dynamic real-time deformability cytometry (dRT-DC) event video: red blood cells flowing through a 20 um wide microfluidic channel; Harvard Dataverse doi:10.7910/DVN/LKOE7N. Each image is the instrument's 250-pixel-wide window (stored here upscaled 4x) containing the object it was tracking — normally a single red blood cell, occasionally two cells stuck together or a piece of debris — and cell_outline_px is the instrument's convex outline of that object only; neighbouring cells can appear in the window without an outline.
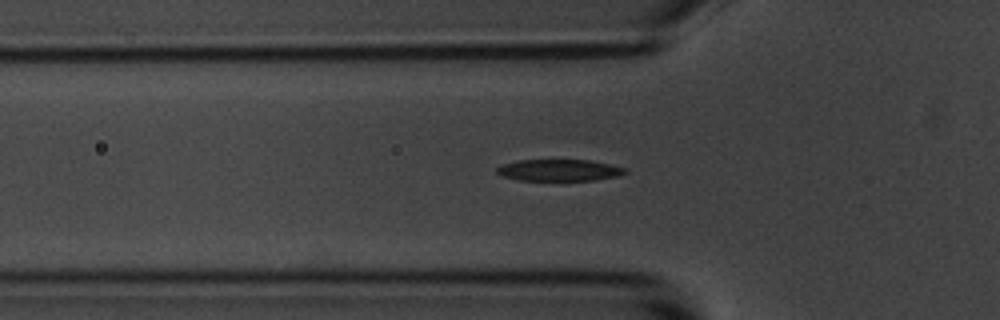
{"species": "common noctule bat (a hibernating species)", "species_latin": "Nyctalus noctula", "temperature_condition": "room temperature", "stored_images_in_passage": 41, "camera_frame_rate_fps": 3000, "um_per_image_px": 0.085, "animal": {"sex": "male", "body_mass_g": 20.1, "forearm_length_mm": 53.5}, "frame": {"image": 1, "passage_image": 4, "time_ms": 1.0, "image_size_px": [1000, 320], "cell_outline_px": [[628, 172], [620, 176], [592, 180], [520, 180], [504, 176], [496, 172], [496, 168], [504, 164], [516, 160], [588, 160], [628, 168]], "centroid_in_image_um": [47.57, 14.46], "position_along_channel_um": 78.2, "area_um2": 16.07}}
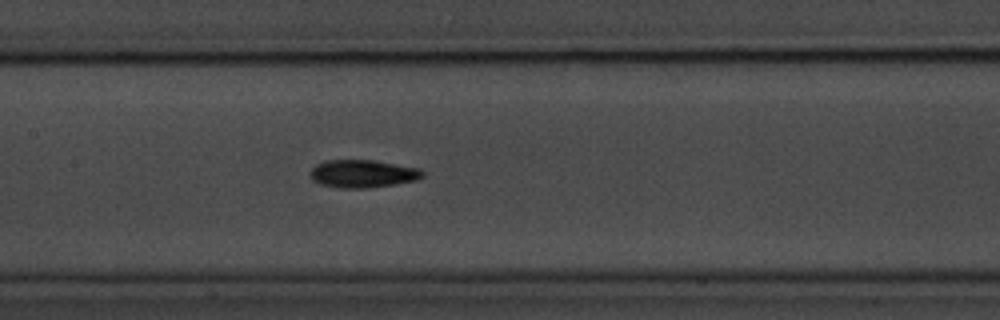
{"frame": {"image": 2, "passage_image": 12, "time_ms": 3.667, "image_size_px": [1000, 320], "cell_outline_px": [[424, 176], [416, 180], [396, 184], [368, 188], [344, 188], [320, 184], [312, 180], [308, 172], [316, 164], [324, 160], [376, 160], [420, 168], [424, 172]], "centroid_in_image_um": [30.83, 14.75], "position_along_channel_um": 176.6, "area_um2": 18.44}}
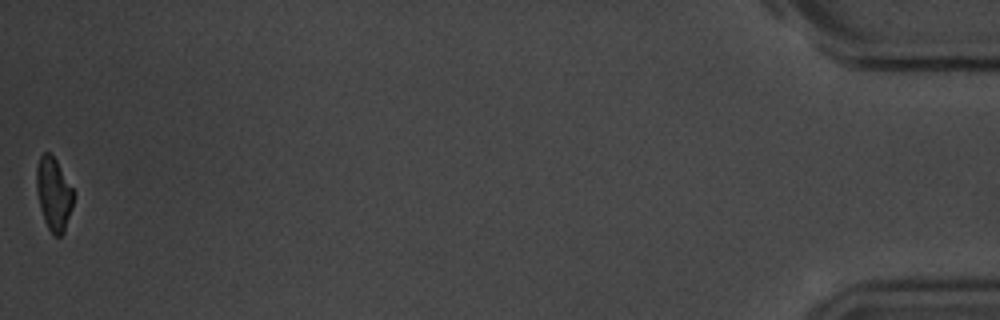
{"frame": {"image": 3, "passage_image": 41, "time_ms": 13.333, "image_size_px": [1000, 320], "cell_outline_px": [[76, 192], [72, 208], [64, 232], [60, 236], [56, 236], [48, 228], [44, 220], [40, 208], [36, 188], [36, 168], [40, 156], [44, 152], [48, 152], [56, 160]], "centroid_in_image_um": [4.58, 16.47], "position_along_channel_um": 430.6, "area_um2": 15.9}, "authors_computed_cell_mechanics": {"area_um2": 17.2822, "velocity_mm_per_s": 3.6395, "shape_relaxation_time_tau1_ms": 2.7126, "shape_relaxation_time_tau2_ms": null, "deformation_change_tau1": 0.1597, "deformation_change_tau2": null}}